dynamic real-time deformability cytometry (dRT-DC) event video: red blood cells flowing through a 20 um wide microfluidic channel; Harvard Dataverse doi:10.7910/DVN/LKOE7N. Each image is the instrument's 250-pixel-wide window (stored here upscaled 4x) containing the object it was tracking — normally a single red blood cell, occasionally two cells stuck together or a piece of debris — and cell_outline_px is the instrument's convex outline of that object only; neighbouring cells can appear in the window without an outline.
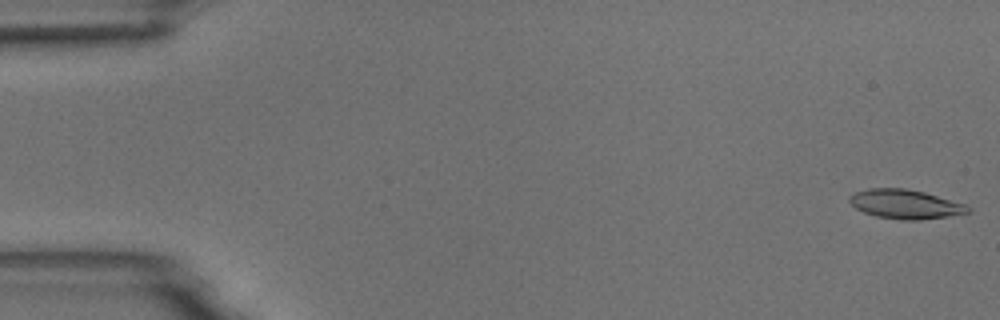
{"species": "common noctule bat (a hibernating species)", "species_latin": "Nyctalus noctula", "temperature_condition": "room temperature", "stored_images_in_passage": 5, "camera_frame_rate_fps": 3000, "um_per_image_px": 0.085, "animal": {"sex": "male", "body_mass_g": 18.8}, "frame": {"image": 1, "passage_image": 1, "time_ms": 0.0, "image_size_px": [1000, 320], "cell_outline_px": [[972, 208], [968, 212], [948, 216], [920, 220], [900, 220], [876, 216], [864, 212], [856, 208], [848, 200], [848, 196], [856, 192], [868, 188], [904, 188], [924, 192], [964, 204]], "centroid_in_image_um": [76.92, 17.35], "position_along_channel_um": 8.1, "area_um2": 20.0}}
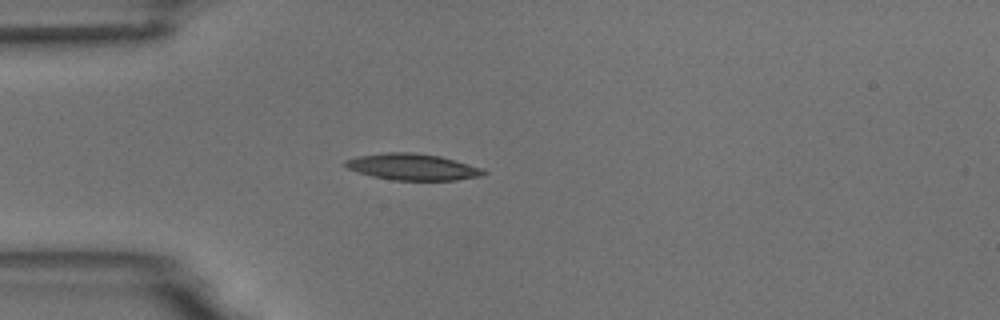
{"frame": {"image": 2, "passage_image": 5, "time_ms": 4.667, "image_size_px": [1000, 320], "cell_outline_px": [[488, 172], [480, 176], [456, 180], [392, 180], [372, 176], [348, 168], [344, 164], [344, 160], [356, 156], [384, 152], [412, 152], [440, 156], [484, 168]], "centroid_in_image_um": [35.08, 14.18], "position_along_channel_um": 49.9, "area_um2": 21.33}}